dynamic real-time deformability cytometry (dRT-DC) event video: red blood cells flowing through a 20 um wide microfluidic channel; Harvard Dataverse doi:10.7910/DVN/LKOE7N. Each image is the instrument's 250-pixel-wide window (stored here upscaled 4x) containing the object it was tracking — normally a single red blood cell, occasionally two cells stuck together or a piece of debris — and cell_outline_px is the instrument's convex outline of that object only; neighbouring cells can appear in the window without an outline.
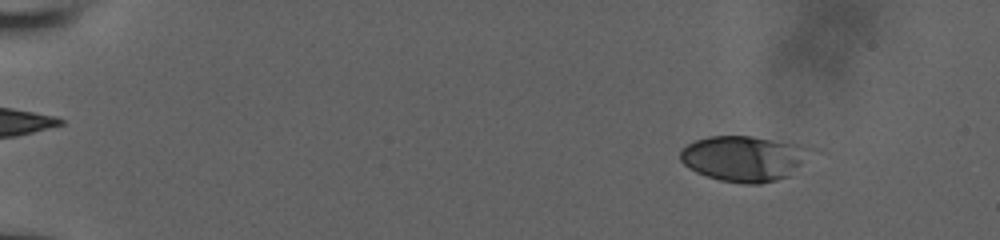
{"species": "human", "species_latin": "Homo sapiens", "temperature_condition": "room temperature", "stored_images_in_passage": 58, "camera_frame_rate_fps": 3000, "um_per_image_px": 0.085, "donor": {"sex": "male"}, "frame": {"image": 1, "passage_image": 6, "time_ms": 2.0, "image_size_px": [1000, 240], "cell_outline_px": [[828, 152], [788, 176], [776, 180], [760, 184], [744, 184], [720, 180], [696, 172], [688, 168], [680, 160], [680, 148], [696, 140], [712, 136], [752, 136], [824, 148]], "centroid_in_image_um": [63.52, 13.45], "position_along_channel_um": 21.5, "area_um2": 36.41}}
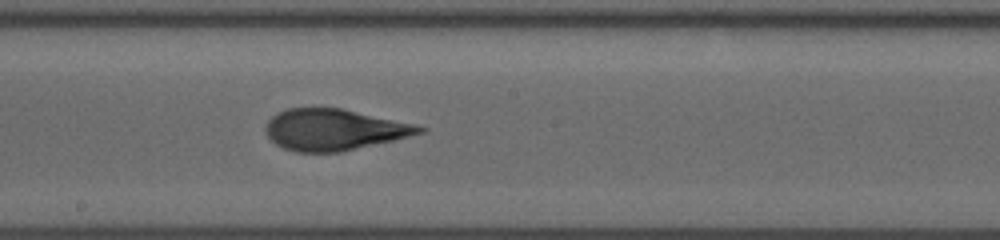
{"frame": {"image": 2, "passage_image": 37, "time_ms": 10.667, "image_size_px": [1000, 240], "cell_outline_px": [[428, 128], [424, 132], [392, 140], [340, 152], [296, 152], [284, 148], [276, 144], [264, 132], [264, 128], [268, 120], [272, 116], [288, 108], [340, 108], [416, 124]], "centroid_in_image_um": [28.37, 11.02], "position_along_channel_um": 219.8, "area_um2": 36.65}}
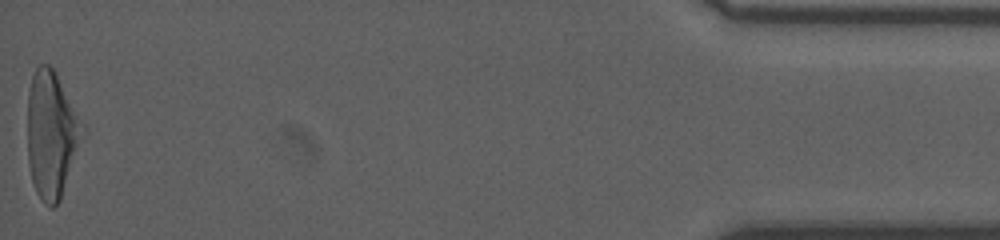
{"frame": {"image": 3, "passage_image": 58, "time_ms": 18.333, "image_size_px": [1000, 240], "cell_outline_px": [[76, 144], [60, 200], [52, 208], [44, 204], [36, 192], [32, 180], [28, 164], [28, 92], [32, 76], [36, 68], [40, 64], [48, 64], [56, 72], [68, 104], [72, 116], [76, 140]], "centroid_in_image_um": [4.18, 11.48], "position_along_channel_um": 431.0, "area_um2": 36.82}, "authors_computed_cell_mechanics": {"area_um2": 36.6741, "velocity_mm_per_s": 3.8594, "shape_relaxation_time_tau1_ms": 4.5492, "shape_relaxation_time_tau2_ms": 1.1251, "deformation_change_tau1": 0.1828, "deformation_change_tau2": 0.0878}}